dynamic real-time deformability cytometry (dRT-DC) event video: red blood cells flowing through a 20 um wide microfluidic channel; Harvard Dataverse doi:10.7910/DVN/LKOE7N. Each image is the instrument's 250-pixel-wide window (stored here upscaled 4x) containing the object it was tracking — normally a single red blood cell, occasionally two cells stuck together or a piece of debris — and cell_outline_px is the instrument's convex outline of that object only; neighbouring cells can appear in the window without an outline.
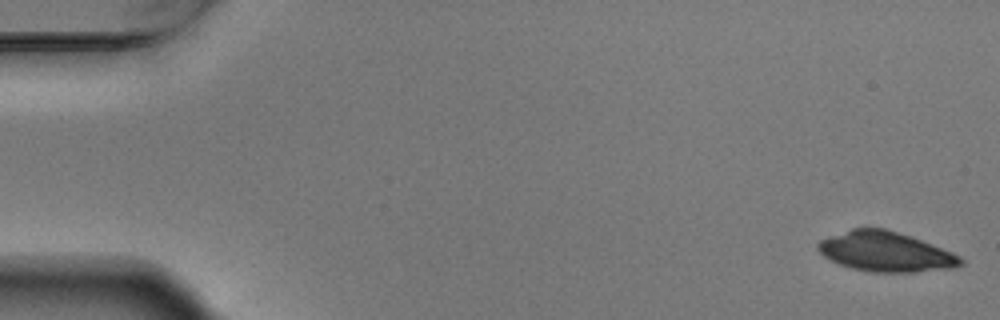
{"species": "Egyptian fruit bat (a non-hibernating species)", "species_latin": "Rousettus aegyptiacus", "temperature_condition": "warm", "stored_images_in_passage": 5, "segment_of_instrument_passage": [1, 2], "camera_frame_rate_fps": 3000, "um_per_image_px": 0.085, "animal": {"sex": "male"}, "frame": {"image": 1, "passage_image": 1, "time_ms": 0.0, "image_size_px": [1000, 320], "cell_outline_px": [[964, 264], [952, 268], [916, 272], [872, 272], [852, 268], [840, 264], [824, 256], [816, 248], [816, 244], [820, 240], [852, 228], [884, 228], [920, 240], [952, 252], [960, 256], [964, 260]], "centroid_in_image_um": [75.28, 21.4], "position_along_channel_um": 9.7, "area_um2": 32.77}}